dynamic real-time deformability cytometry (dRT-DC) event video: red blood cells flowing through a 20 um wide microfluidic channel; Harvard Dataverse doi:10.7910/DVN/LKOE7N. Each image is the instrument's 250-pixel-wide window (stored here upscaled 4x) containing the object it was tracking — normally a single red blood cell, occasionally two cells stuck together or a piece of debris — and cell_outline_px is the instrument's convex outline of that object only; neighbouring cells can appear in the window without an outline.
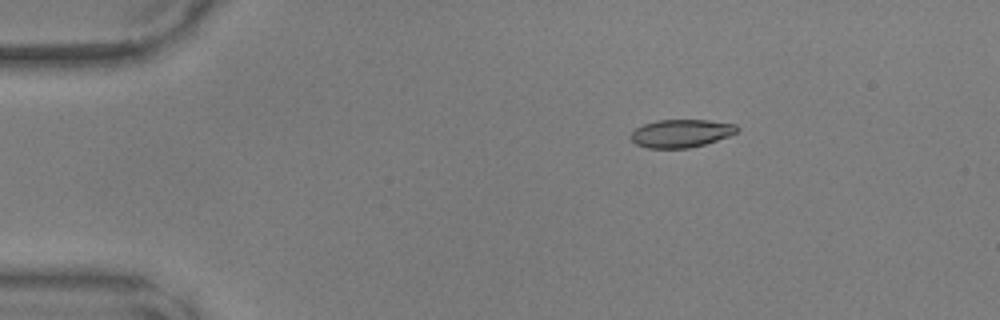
{"species": "common noctule bat (a hibernating species)", "species_latin": "Nyctalus noctula", "temperature_condition": "warm", "stored_images_in_passage": 41, "camera_frame_rate_fps": 3000, "um_per_image_px": 0.085, "animal": {"sex": "male", "body_mass_g": 17.9, "forearm_length_mm": 54.2}, "frame": {"image": 1, "passage_image": 1, "time_ms": 0.0, "image_size_px": [1000, 320], "cell_outline_px": [[740, 128], [736, 132], [728, 136], [704, 144], [688, 148], [648, 148], [636, 144], [632, 140], [632, 132], [636, 128], [644, 124], [656, 120], [708, 120], [736, 124]], "centroid_in_image_um": [57.9, 11.33], "position_along_channel_um": 27.1, "area_um2": 17.17}}
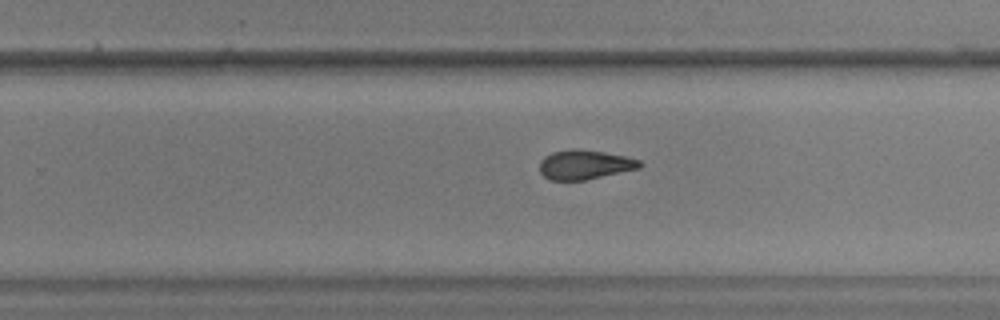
{"frame": {"image": 2, "passage_image": 24, "time_ms": 7.667, "image_size_px": [1000, 320], "cell_outline_px": [[644, 164], [640, 168], [584, 180], [548, 180], [540, 172], [540, 160], [544, 156], [552, 152], [572, 148], [580, 148], [604, 152], [624, 156], [640, 160]], "centroid_in_image_um": [49.69, 13.98], "position_along_channel_um": 280.1, "area_um2": 17.28}}
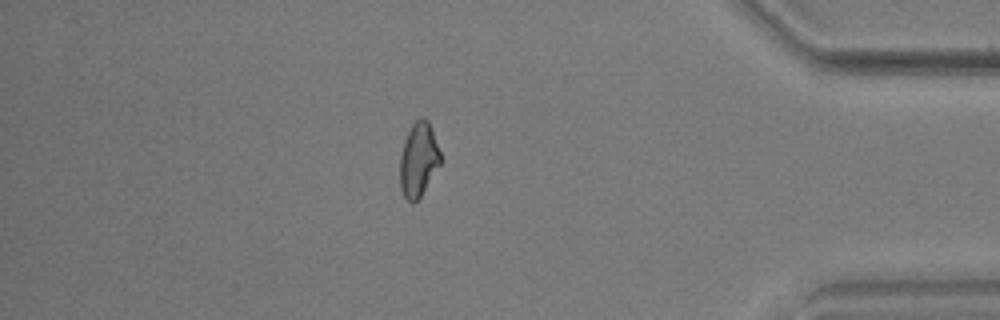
{"frame": {"image": 3, "passage_image": 35, "time_ms": 11.333, "image_size_px": [1000, 320], "cell_outline_px": [[440, 164], [420, 196], [412, 204], [404, 196], [400, 188], [400, 156], [404, 140], [412, 124], [420, 116], [424, 116], [428, 120], [440, 152]], "centroid_in_image_um": [35.55, 13.54], "position_along_channel_um": 399.6, "area_um2": 17.28}}